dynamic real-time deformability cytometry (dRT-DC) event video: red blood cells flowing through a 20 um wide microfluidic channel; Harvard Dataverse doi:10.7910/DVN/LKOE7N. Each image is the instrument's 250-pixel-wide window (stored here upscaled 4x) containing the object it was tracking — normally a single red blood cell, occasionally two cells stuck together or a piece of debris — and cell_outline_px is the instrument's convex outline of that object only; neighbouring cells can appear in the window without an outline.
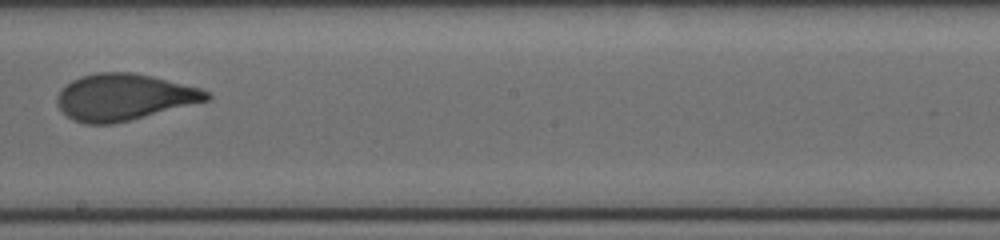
{"species": "human", "species_latin": "Homo sapiens", "temperature_condition": "cold", "stored_images_in_passage": 25, "camera_frame_rate_fps": 3000, "um_per_image_px": 0.085, "donor": {"sex": "female"}, "frame": {"image": 1, "passage_image": 18, "time_ms": 9.0, "image_size_px": [1000, 240], "cell_outline_px": [[212, 96], [208, 100], [112, 124], [84, 124], [72, 120], [56, 104], [56, 96], [60, 88], [72, 80], [80, 76], [96, 72], [132, 72], [152, 76], [200, 88], [208, 92]], "centroid_in_image_um": [10.47, 8.24], "position_along_channel_um": 237.7, "area_um2": 40.34}, "authors_computed_cell_mechanics": {"area_um2": 35.3736, "velocity_mm_per_s": 3.9619, "shape_relaxation_time_tau1_ms": 3.421, "shape_relaxation_time_tau2_ms": 2.2516, "deformation_change_tau1": 0.1396, "deformation_change_tau2": 0.0694}}